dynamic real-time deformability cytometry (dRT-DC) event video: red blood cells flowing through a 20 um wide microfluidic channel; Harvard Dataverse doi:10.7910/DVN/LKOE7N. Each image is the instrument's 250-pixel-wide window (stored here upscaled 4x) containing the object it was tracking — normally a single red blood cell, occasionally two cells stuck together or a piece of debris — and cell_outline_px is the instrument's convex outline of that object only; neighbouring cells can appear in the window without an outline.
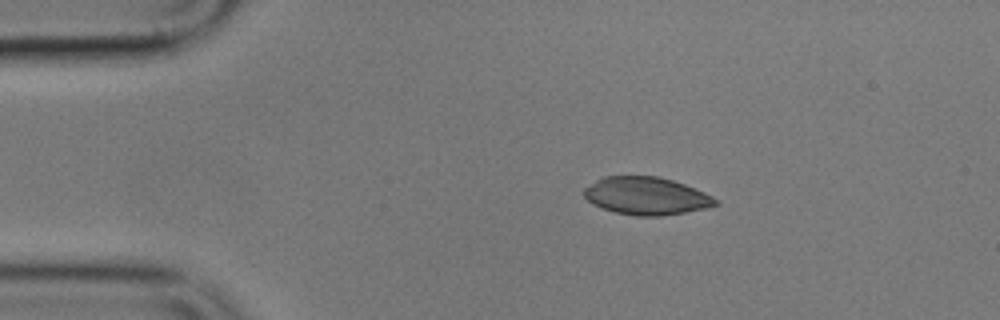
{"species": "common noctule bat (a hibernating species)", "species_latin": "Nyctalus noctula", "temperature_condition": "cold", "stored_images_in_passage": 47, "camera_frame_rate_fps": 3000, "um_per_image_px": 0.085, "animal": {"sex": "male", "body_mass_g": 17.9}, "frame": {"image": 1, "passage_image": 1, "time_ms": 0.0, "image_size_px": [1000, 320], "cell_outline_px": [[720, 204], [704, 208], [684, 212], [660, 216], [636, 216], [616, 212], [592, 204], [584, 196], [584, 188], [596, 180], [604, 176], [656, 176], [672, 180], [684, 184], [704, 192], [720, 200]], "centroid_in_image_um": [54.95, 16.65], "position_along_channel_um": 30.1, "area_um2": 28.73}}
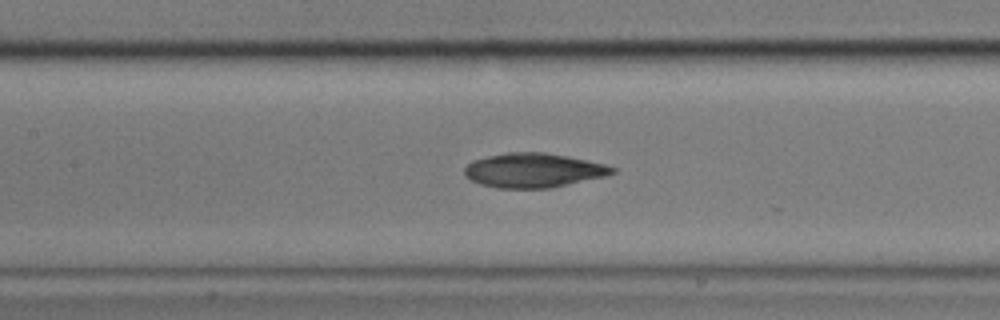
{"frame": {"image": 2, "passage_image": 16, "time_ms": 5.0, "image_size_px": [1000, 320], "cell_outline_px": [[616, 172], [604, 176], [548, 188], [496, 188], [480, 184], [464, 176], [464, 168], [472, 160], [488, 156], [508, 152], [544, 152], [568, 156], [588, 160], [604, 164], [616, 168]], "centroid_in_image_um": [45.31, 14.47], "position_along_channel_um": 162.1, "area_um2": 29.48}}
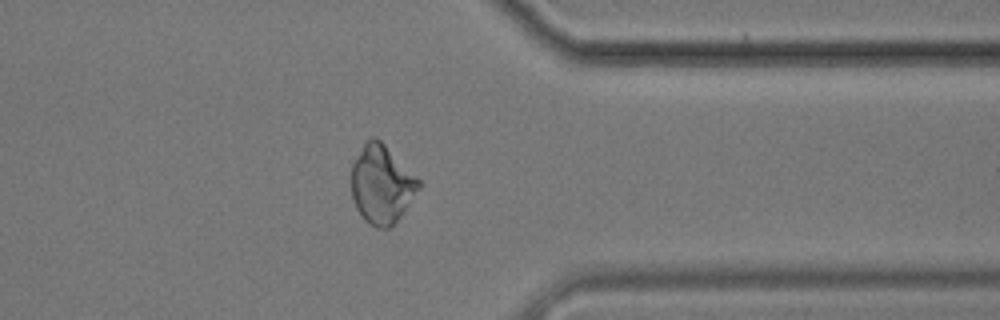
{"frame": {"image": 3, "passage_image": 35, "time_ms": 11.333, "image_size_px": [1000, 320], "cell_outline_px": [[420, 188], [400, 216], [388, 228], [376, 228], [368, 224], [364, 220], [356, 208], [352, 196], [352, 164], [364, 144], [372, 136], [376, 136], [420, 180]], "centroid_in_image_um": [32.43, 15.68], "position_along_channel_um": 379.0, "area_um2": 30.29}}